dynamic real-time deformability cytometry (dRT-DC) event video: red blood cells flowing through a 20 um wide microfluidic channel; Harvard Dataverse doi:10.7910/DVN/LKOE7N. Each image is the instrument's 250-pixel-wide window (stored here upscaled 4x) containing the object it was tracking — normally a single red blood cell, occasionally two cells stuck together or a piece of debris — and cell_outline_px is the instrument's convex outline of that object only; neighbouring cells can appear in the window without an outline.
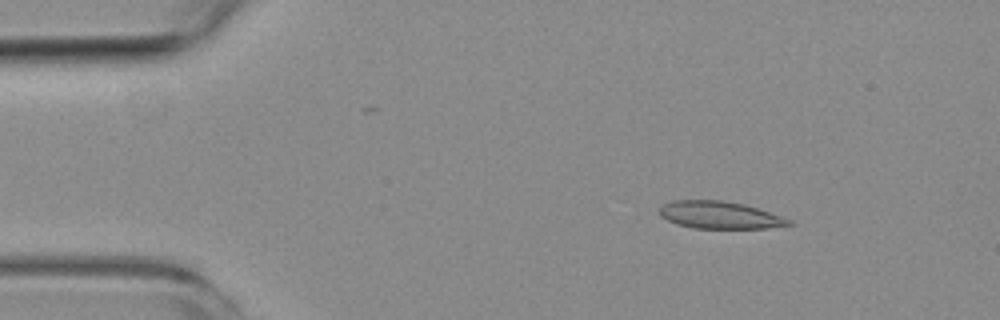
{"species": "common noctule bat (a hibernating species)", "species_latin": "Nyctalus noctula", "temperature_condition": "room temperature", "stored_images_in_passage": 6, "camera_frame_rate_fps": 3000, "um_per_image_px": 0.085, "animal": {"sex": "female", "body_mass_g": 19.3, "forearm_length_mm": 54.1}, "frame": {"image": 1, "passage_image": 2, "time_ms": 1.333, "image_size_px": [1000, 320], "cell_outline_px": [[796, 224], [768, 228], [692, 228], [676, 224], [660, 216], [660, 208], [664, 204], [672, 200], [720, 200], [744, 204], [792, 220]], "centroid_in_image_um": [61.17, 18.28], "position_along_channel_um": 23.8, "area_um2": 20.52}}
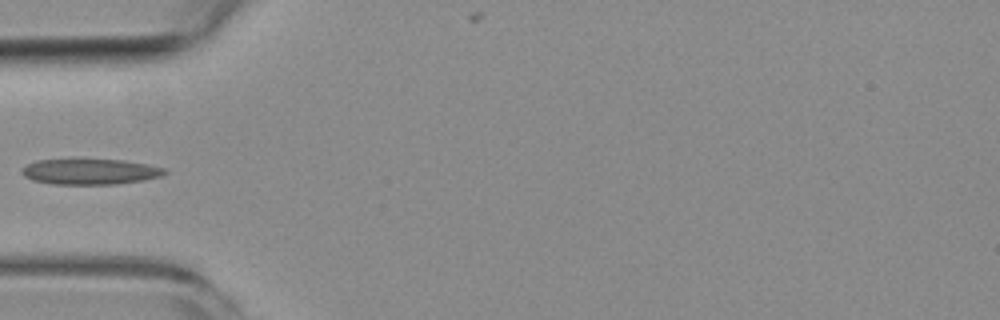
{"frame": {"image": 2, "passage_image": 5, "time_ms": 4.667, "image_size_px": [1000, 320], "cell_outline_px": [[168, 172], [160, 176], [144, 180], [116, 184], [52, 184], [32, 180], [24, 176], [20, 172], [28, 164], [36, 160], [124, 160], [148, 164], [164, 168]], "centroid_in_image_um": [7.67, 14.6], "position_along_channel_um": 77.3, "area_um2": 21.15}}